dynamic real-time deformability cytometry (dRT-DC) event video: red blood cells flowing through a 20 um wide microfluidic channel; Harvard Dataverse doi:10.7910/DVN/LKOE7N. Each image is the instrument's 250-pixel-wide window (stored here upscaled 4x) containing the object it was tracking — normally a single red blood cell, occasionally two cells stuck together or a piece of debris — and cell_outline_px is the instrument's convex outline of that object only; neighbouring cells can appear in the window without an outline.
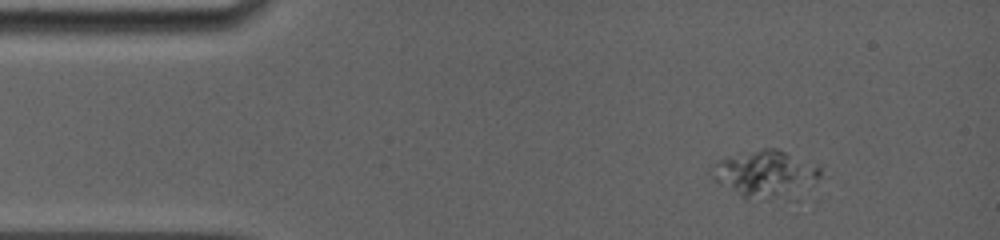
{"species": "common noctule bat (a hibernating species)", "species_latin": "Nyctalus noctula", "temperature_condition": "room temperature", "stored_images_in_passage": 6, "camera_frame_rate_fps": 5000, "um_per_image_px": 0.085, "animal": {"sex": "female", "body_mass_g": 19.0, "forearm_length_mm": 56.7}, "frame": {"image": 1, "passage_image": 3, "time_ms": 1.0, "image_size_px": [1000, 240], "cell_outline_px": [[824, 164], [820, 176], [800, 200], [744, 200], [708, 176], [708, 164], [724, 156], [736, 152], [764, 148], [776, 148]], "centroid_in_image_um": [65.1, 14.82], "position_along_channel_um": 19.9, "area_um2": 32.77}}